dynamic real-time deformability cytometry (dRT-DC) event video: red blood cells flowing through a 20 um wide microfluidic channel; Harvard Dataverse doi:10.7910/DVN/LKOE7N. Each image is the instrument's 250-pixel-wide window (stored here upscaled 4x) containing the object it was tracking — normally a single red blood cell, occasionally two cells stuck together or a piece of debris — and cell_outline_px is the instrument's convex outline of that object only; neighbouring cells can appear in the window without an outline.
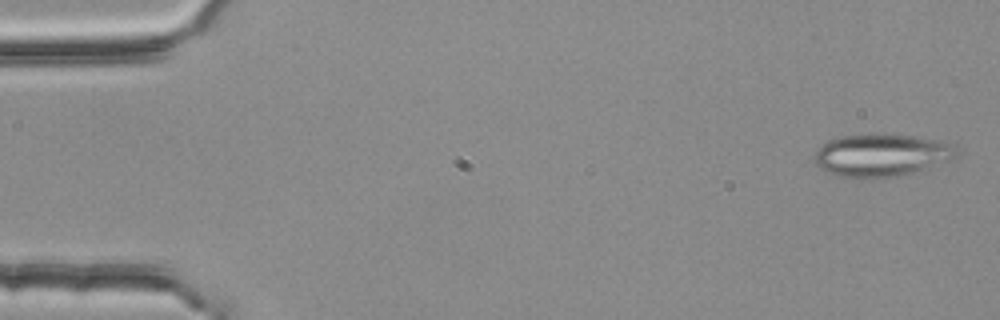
{"species": "common noctule bat (a hibernating species)", "species_latin": "Nyctalus noctula", "temperature_condition": "room temperature", "stored_images_in_passage": 5, "camera_frame_rate_fps": 3000, "um_per_image_px": 0.085, "animal": {"sex": "female", "body_mass_g": 25.1}, "frame": {"image": 1, "passage_image": 1, "time_ms": 0.0, "image_size_px": [1000, 320], "cell_outline_px": [[956, 156], [948, 160], [912, 172], [896, 176], [836, 176], [824, 172], [816, 164], [812, 156], [828, 140], [840, 136], [912, 136], [936, 140], [956, 144]], "centroid_in_image_um": [74.88, 13.19], "position_along_channel_um": 10.1, "area_um2": 33.87}}